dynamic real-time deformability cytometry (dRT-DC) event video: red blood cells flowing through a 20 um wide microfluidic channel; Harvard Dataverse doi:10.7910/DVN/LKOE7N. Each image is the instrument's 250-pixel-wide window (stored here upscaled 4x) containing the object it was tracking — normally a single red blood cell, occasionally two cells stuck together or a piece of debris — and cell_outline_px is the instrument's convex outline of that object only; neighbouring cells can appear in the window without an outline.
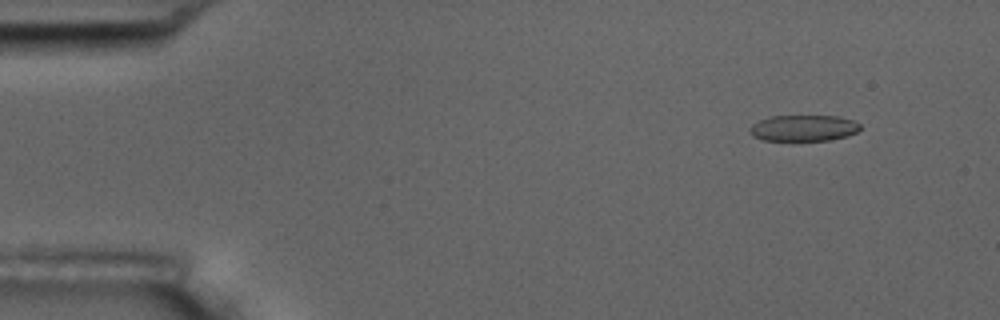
{"species": "common noctule bat (a hibernating species)", "species_latin": "Nyctalus noctula", "temperature_condition": "room temperature", "stored_images_in_passage": 5, "camera_frame_rate_fps": 3000, "um_per_image_px": 0.085, "animal": {"sex": "male", "body_mass_g": 17.5, "forearm_length_mm": 52.3}, "frame": {"image": 1, "passage_image": 2, "time_ms": 1.333, "image_size_px": [1000, 320], "cell_outline_px": [[860, 128], [856, 132], [848, 136], [828, 140], [764, 140], [752, 136], [748, 132], [752, 124], [768, 116], [840, 116], [852, 120], [860, 124]], "centroid_in_image_um": [68.28, 10.88], "position_along_channel_um": 16.7, "area_um2": 16.82}}
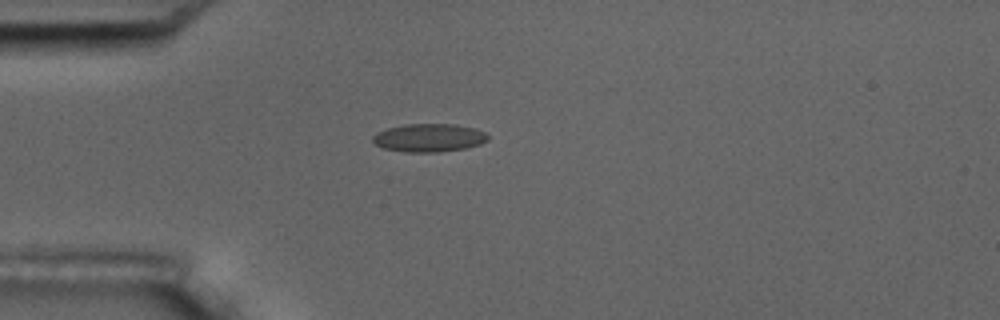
{"frame": {"image": 2, "passage_image": 5, "time_ms": 4.667, "image_size_px": [1000, 320], "cell_outline_px": [[488, 140], [480, 144], [464, 148], [440, 152], [404, 152], [384, 148], [376, 144], [372, 140], [372, 136], [376, 132], [388, 128], [404, 124], [456, 124], [476, 128], [484, 132], [488, 136]], "centroid_in_image_um": [36.46, 11.7], "position_along_channel_um": 48.5, "area_um2": 18.96}}